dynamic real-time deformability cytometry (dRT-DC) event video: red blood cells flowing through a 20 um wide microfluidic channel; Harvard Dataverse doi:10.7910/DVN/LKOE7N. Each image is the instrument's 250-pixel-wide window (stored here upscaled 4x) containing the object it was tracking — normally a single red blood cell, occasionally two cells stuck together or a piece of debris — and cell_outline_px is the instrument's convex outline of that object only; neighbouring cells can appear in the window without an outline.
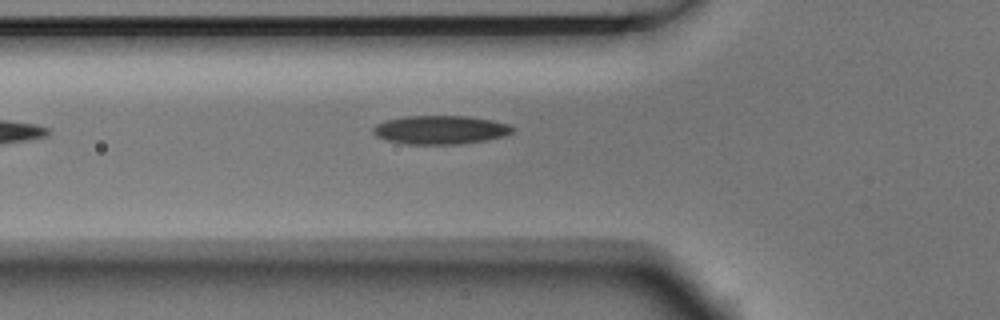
{"species": "Egyptian fruit bat (a non-hibernating species)", "species_latin": "Rousettus aegyptiacus", "temperature_condition": "room temperature", "stored_images_in_passage": 4, "camera_frame_rate_fps": 3000, "um_per_image_px": 0.085, "animal": {"sex": "male"}, "frame": {"image": 1, "passage_image": 4, "time_ms": 1.0, "image_size_px": [1000, 320], "cell_outline_px": [[516, 128], [512, 132], [504, 136], [484, 140], [460, 144], [408, 144], [388, 140], [376, 136], [372, 132], [372, 128], [376, 124], [388, 120], [404, 116], [468, 116], [492, 120], [508, 124]], "centroid_in_image_um": [37.44, 11.03], "position_along_channel_um": 88.4, "area_um2": 23.18}}